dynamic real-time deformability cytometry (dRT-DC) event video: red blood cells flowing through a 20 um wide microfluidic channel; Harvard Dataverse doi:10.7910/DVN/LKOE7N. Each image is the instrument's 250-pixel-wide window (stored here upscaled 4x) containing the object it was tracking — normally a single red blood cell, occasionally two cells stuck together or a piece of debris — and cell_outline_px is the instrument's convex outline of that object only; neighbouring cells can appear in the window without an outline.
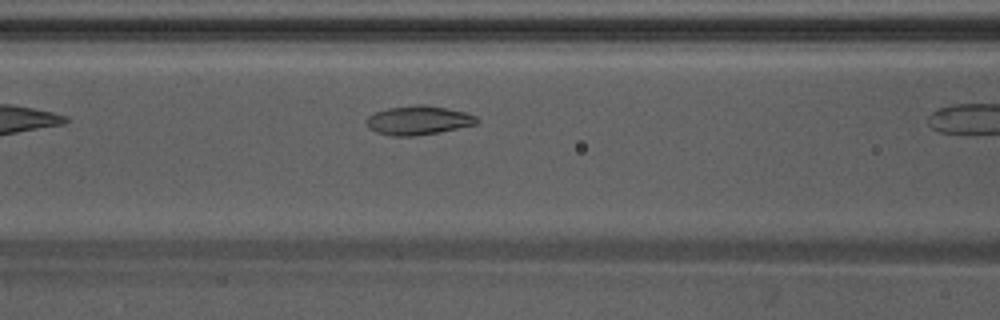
{"species": "Egyptian fruit bat (a non-hibernating species)", "species_latin": "Rousettus aegyptiacus", "temperature_condition": "warm", "stored_images_in_passage": 7, "camera_frame_rate_fps": 3000, "um_per_image_px": 0.085, "animal": {"sex": "male"}, "frame": {"image": 1, "passage_image": 6, "time_ms": 1.667, "image_size_px": [1000, 320], "cell_outline_px": [[480, 120], [476, 124], [436, 132], [412, 136], [392, 136], [376, 132], [368, 128], [364, 120], [368, 116], [376, 112], [388, 108], [416, 104], [424, 104], [464, 112], [476, 116]], "centroid_in_image_um": [35.5, 10.22], "position_along_channel_um": 131.1, "area_um2": 18.5}}